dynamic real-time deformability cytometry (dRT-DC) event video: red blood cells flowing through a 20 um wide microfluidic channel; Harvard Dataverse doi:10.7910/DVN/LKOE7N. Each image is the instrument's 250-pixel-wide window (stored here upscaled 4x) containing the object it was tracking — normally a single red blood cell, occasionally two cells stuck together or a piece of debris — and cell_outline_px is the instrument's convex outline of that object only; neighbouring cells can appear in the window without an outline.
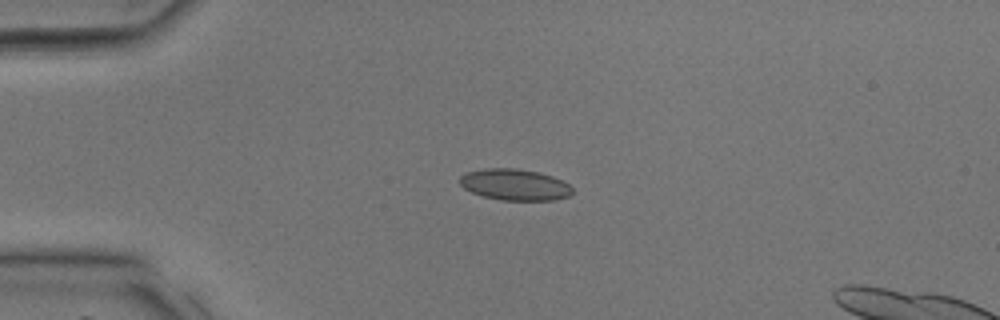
{"species": "common noctule bat (a hibernating species)", "species_latin": "Nyctalus noctula", "temperature_condition": "room temperature", "stored_images_in_passage": 30, "segment_of_instrument_passage": [1, 2], "camera_frame_rate_fps": 3000, "um_per_image_px": 0.085, "animal": {"sex": "male", "body_mass_g": 17.9, "forearm_length_mm": 54.2}, "frame": {"image": 1, "passage_image": 1, "time_ms": 0.0, "image_size_px": [1000, 320], "cell_outline_px": [[572, 192], [568, 196], [556, 200], [500, 200], [484, 196], [472, 192], [464, 188], [460, 184], [460, 176], [464, 172], [484, 168], [516, 168], [540, 172], [564, 180], [572, 188]], "centroid_in_image_um": [43.75, 15.68], "position_along_channel_um": 41.2, "area_um2": 20.69}}
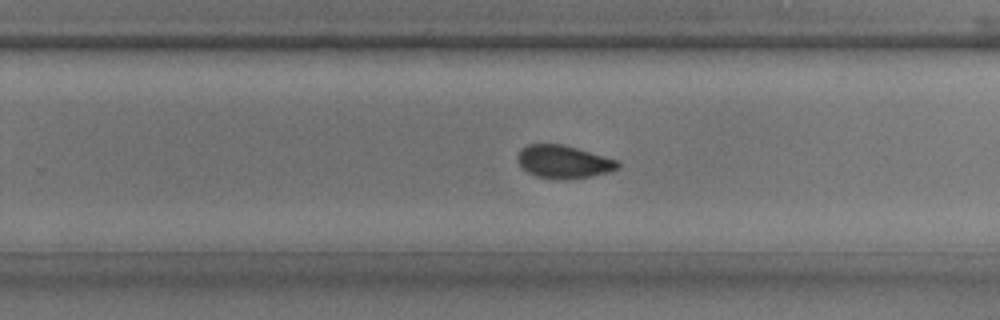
{"frame": {"image": 2, "passage_image": 16, "time_ms": 5.0, "image_size_px": [1000, 320], "cell_outline_px": [[620, 168], [608, 172], [592, 176], [564, 180], [536, 176], [528, 172], [516, 160], [516, 156], [520, 148], [528, 144], [564, 144], [620, 160]], "centroid_in_image_um": [47.93, 13.74], "position_along_channel_um": 281.9, "area_um2": 19.54}}
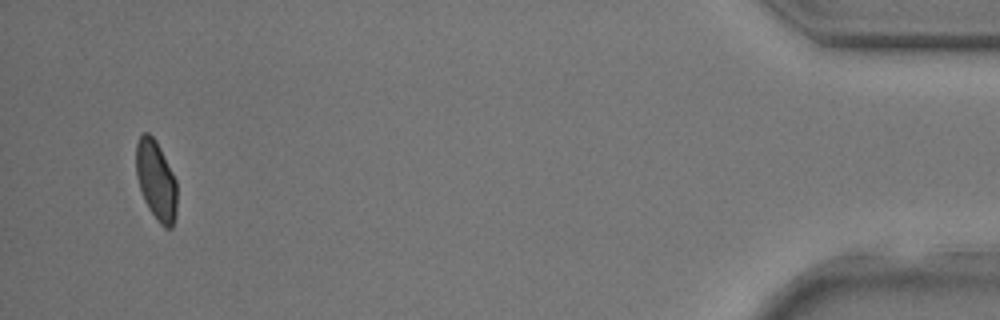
{"frame": {"image": 3, "passage_image": 28, "time_ms": 9.0, "image_size_px": [1000, 320], "cell_outline_px": [[176, 212], [172, 228], [164, 228], [156, 220], [148, 208], [144, 200], [136, 176], [136, 144], [140, 136], [144, 132], [148, 132], [156, 140], [176, 180]], "centroid_in_image_um": [13.26, 15.34], "position_along_channel_um": 421.9, "area_um2": 18.9}}